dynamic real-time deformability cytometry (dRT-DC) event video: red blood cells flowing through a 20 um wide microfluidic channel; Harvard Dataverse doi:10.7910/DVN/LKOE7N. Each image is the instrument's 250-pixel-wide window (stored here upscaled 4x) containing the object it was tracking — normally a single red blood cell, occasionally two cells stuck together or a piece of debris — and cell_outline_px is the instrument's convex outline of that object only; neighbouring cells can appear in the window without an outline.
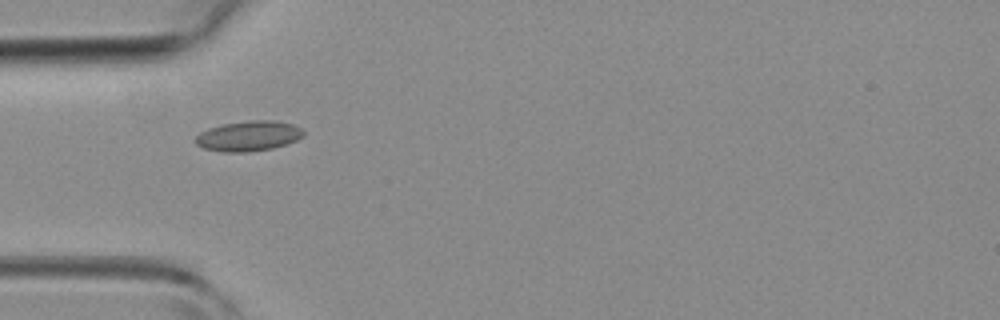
{"species": "common noctule bat (a hibernating species)", "species_latin": "Nyctalus noctula", "temperature_condition": "room temperature", "stored_images_in_passage": 2, "camera_frame_rate_fps": 3000, "um_per_image_px": 0.085, "animal": {"sex": "female", "body_mass_g": 19.3, "forearm_length_mm": 54.1}, "frame": {"image": 1, "passage_image": 2, "time_ms": 1.667, "image_size_px": [1000, 320], "cell_outline_px": [[304, 136], [296, 140], [272, 148], [248, 152], [224, 152], [204, 148], [196, 144], [196, 136], [200, 132], [208, 128], [224, 124], [252, 120], [272, 120], [292, 124], [300, 128], [304, 132]], "centroid_in_image_um": [21.12, 11.56], "position_along_channel_um": 63.9, "area_um2": 18.79}}